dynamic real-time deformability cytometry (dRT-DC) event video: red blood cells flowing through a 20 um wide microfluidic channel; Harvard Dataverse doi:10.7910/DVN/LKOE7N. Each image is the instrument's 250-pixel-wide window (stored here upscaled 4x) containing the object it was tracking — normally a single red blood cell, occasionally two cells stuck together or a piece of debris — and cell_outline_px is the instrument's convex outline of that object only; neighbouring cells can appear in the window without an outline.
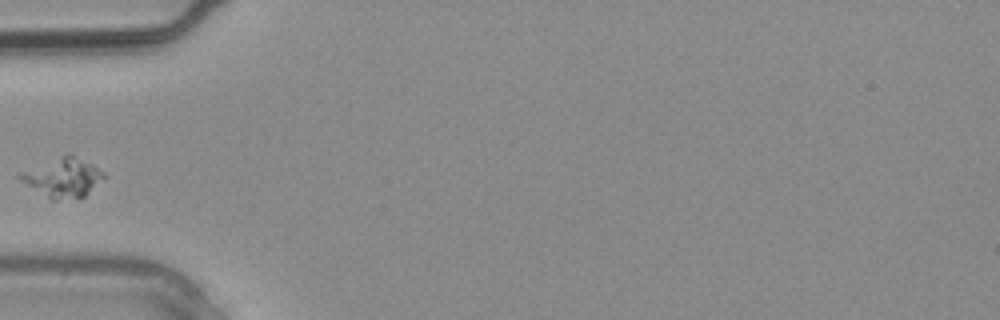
{"species": "common noctule bat (a hibernating species)", "species_latin": "Nyctalus noctula", "temperature_condition": "warm", "stored_images_in_passage": 4, "camera_frame_rate_fps": 3000, "um_per_image_px": 0.085, "animal": {"sex": "male", "body_mass_g": 20.4}, "frame": {"image": 1, "passage_image": 4, "time_ms": 1.0, "image_size_px": [1000, 320], "cell_outline_px": [[108, 176], [84, 196], [56, 200], [52, 200], [20, 180], [16, 176], [20, 172], [68, 152], [92, 164], [104, 172]], "centroid_in_image_um": [5.37, 15.07], "position_along_channel_um": 79.6, "area_um2": 18.96}}